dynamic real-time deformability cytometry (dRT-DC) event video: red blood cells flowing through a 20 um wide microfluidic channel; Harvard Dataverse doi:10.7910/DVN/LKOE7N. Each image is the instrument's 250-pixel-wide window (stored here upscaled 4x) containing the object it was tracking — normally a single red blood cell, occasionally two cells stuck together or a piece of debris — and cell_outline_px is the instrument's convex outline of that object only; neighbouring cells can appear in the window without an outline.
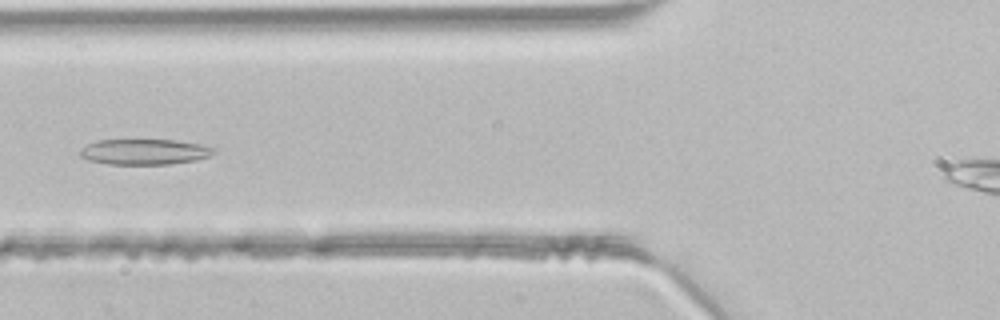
{"species": "common noctule bat (a hibernating species)", "species_latin": "Nyctalus noctula", "temperature_condition": "room temperature", "stored_images_in_passage": 47, "camera_frame_rate_fps": 3000, "um_per_image_px": 0.085, "animal": {"sex": "male", "body_mass_g": 21.5, "forearm_length_mm": 52.0}, "frame": {"image": 1, "passage_image": 18, "time_ms": 5.667, "image_size_px": [1000, 320], "cell_outline_px": [[216, 152], [208, 156], [196, 160], [172, 164], [108, 164], [88, 160], [80, 156], [80, 148], [96, 140], [176, 140], [200, 144], [216, 148]], "centroid_in_image_um": [12.28, 12.9], "position_along_channel_um": 113.5, "area_um2": 20.0}}
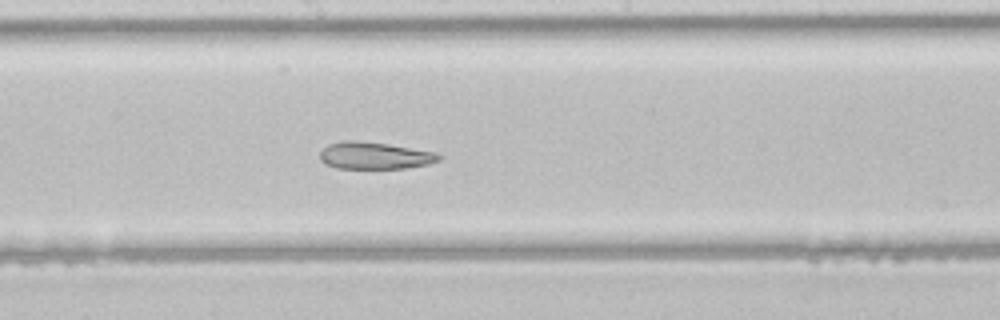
{"frame": {"image": 2, "passage_image": 25, "time_ms": 8.0, "image_size_px": [1000, 320], "cell_outline_px": [[440, 160], [428, 164], [404, 168], [336, 168], [324, 164], [320, 160], [320, 152], [328, 144], [344, 140], [352, 140], [388, 144], [436, 152], [440, 156]], "centroid_in_image_um": [31.81, 13.22], "position_along_channel_um": 216.4, "area_um2": 18.67}}
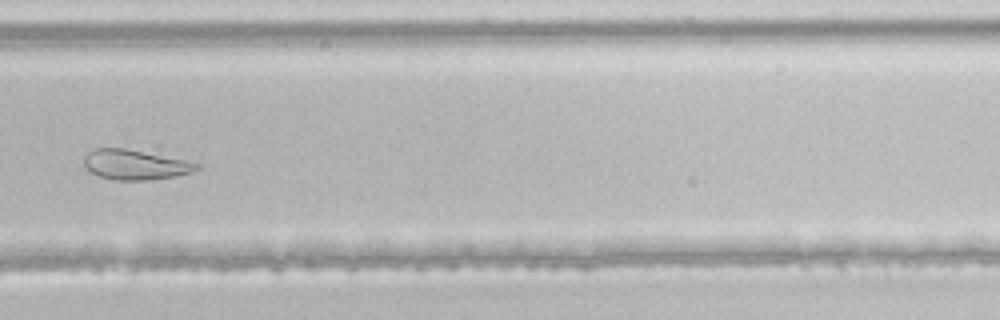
{"frame": {"image": 3, "passage_image": 32, "time_ms": 10.333, "image_size_px": [1000, 320], "cell_outline_px": [[200, 168], [192, 172], [176, 176], [148, 180], [116, 180], [100, 176], [84, 168], [84, 156], [88, 152], [96, 148], [124, 148], [188, 160], [200, 164]], "centroid_in_image_um": [11.5, 13.99], "position_along_channel_um": 318.3, "area_um2": 19.71}}